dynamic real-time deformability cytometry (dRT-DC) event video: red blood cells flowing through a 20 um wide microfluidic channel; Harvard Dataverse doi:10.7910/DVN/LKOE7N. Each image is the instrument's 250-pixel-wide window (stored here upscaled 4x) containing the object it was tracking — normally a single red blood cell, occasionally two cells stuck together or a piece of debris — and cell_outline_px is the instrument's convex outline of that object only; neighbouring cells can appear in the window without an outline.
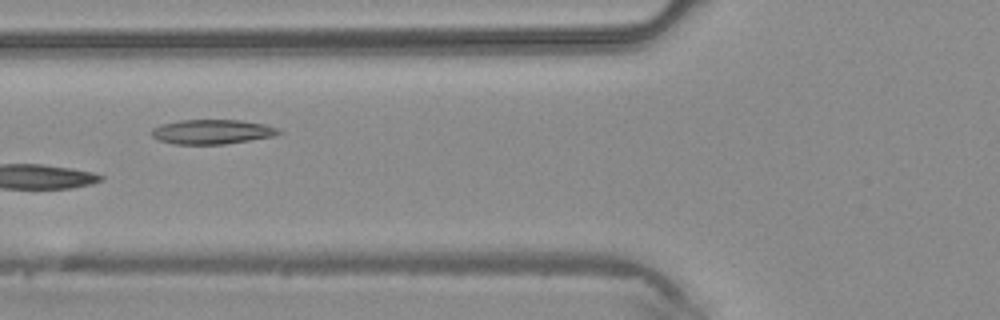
{"species": "common noctule bat (a hibernating species)", "species_latin": "Nyctalus noctula", "temperature_condition": "warm", "stored_images_in_passage": 4, "camera_frame_rate_fps": 3000, "um_per_image_px": 0.085, "animal": {"sex": "male", "body_mass_g": 20.4}, "frame": {"image": 1, "passage_image": 4, "time_ms": 1.0, "image_size_px": [1000, 320], "cell_outline_px": [[284, 132], [276, 136], [224, 144], [172, 144], [156, 140], [148, 132], [152, 128], [160, 124], [180, 120], [240, 120], [264, 124], [276, 128]], "centroid_in_image_um": [17.97, 11.2], "position_along_channel_um": 107.8, "area_um2": 18.44}}